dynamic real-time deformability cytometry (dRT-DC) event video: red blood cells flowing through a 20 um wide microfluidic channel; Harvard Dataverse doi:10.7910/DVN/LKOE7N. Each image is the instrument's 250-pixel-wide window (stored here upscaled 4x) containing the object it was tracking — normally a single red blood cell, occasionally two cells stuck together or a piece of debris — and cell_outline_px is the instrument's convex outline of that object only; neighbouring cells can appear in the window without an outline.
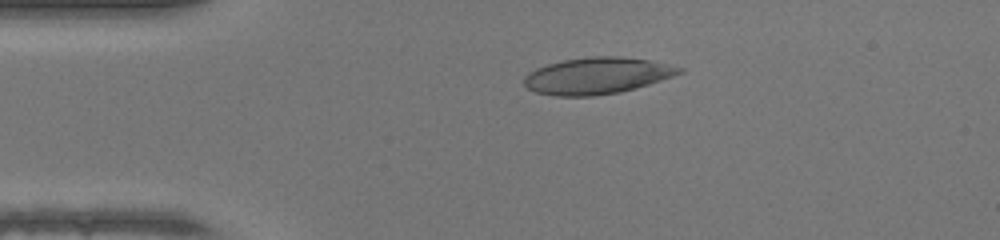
{"species": "human", "species_latin": "Homo sapiens", "temperature_condition": "warm", "stored_images_in_passage": 48, "camera_frame_rate_fps": 3000, "um_per_image_px": 0.085, "donor": {"sex": "female"}, "frame": {"image": 1, "passage_image": 10, "time_ms": 3.0, "image_size_px": [1000, 240], "cell_outline_px": [[684, 72], [636, 88], [620, 92], [592, 96], [552, 96], [536, 92], [528, 88], [524, 84], [524, 76], [528, 72], [536, 68], [548, 64], [564, 60], [588, 56], [620, 56], [648, 60], [684, 68]], "centroid_in_image_um": [50.72, 6.44], "position_along_channel_um": 34.3, "area_um2": 33.0}}
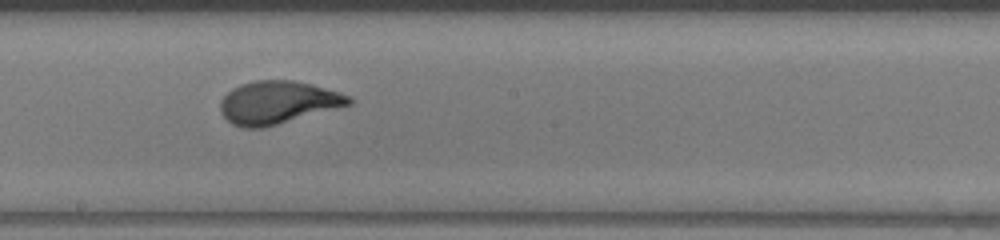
{"frame": {"image": 2, "passage_image": 26, "time_ms": 8.333, "image_size_px": [1000, 240], "cell_outline_px": [[352, 104], [264, 128], [240, 128], [232, 124], [220, 112], [220, 100], [232, 88], [240, 84], [256, 80], [292, 80], [312, 84], [340, 92], [352, 96]], "centroid_in_image_um": [23.61, 8.71], "position_along_channel_um": 224.6, "area_um2": 32.25}}
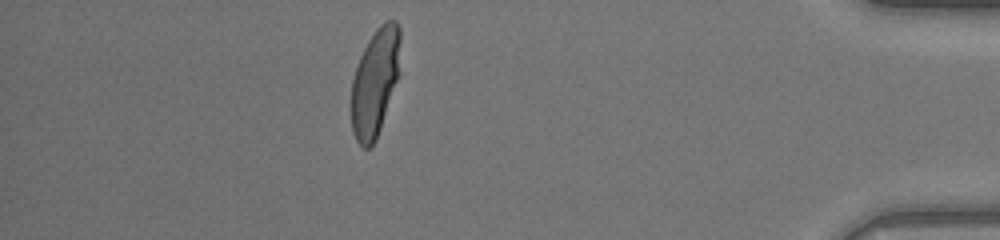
{"frame": {"image": 3, "passage_image": 42, "time_ms": 13.667, "image_size_px": [1000, 240], "cell_outline_px": [[400, 40], [396, 80], [376, 140], [368, 148], [364, 148], [356, 140], [352, 132], [348, 104], [352, 80], [360, 56], [368, 40], [376, 28], [384, 20], [396, 20], [400, 28]], "centroid_in_image_um": [31.81, 7.0], "position_along_channel_um": 403.4, "area_um2": 30.75}, "authors_computed_cell_mechanics": {"area_um2": 32.079, "velocity_mm_per_s": 4.3086, "shape_relaxation_time_tau1_ms": 3.6029, "shape_relaxation_time_tau2_ms": null, "deformation_change_tau1": 0.2092, "deformation_change_tau2": null}}